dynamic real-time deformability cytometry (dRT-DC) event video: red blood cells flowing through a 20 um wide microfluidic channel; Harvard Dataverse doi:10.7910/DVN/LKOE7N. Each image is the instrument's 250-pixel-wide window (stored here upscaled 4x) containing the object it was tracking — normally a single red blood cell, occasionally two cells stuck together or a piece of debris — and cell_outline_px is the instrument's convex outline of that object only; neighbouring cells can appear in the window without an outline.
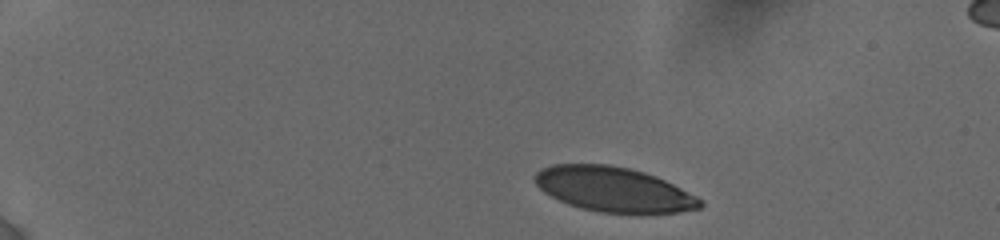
{"species": "human", "species_latin": "Homo sapiens", "temperature_condition": "cold", "stored_images_in_passage": 28, "camera_frame_rate_fps": 3000, "um_per_image_px": 0.085, "donor": {"sex": "female"}, "frame": {"image": 1, "passage_image": 1, "time_ms": 0.0, "image_size_px": [1000, 240], "cell_outline_px": [[704, 204], [700, 208], [680, 212], [640, 216], [600, 212], [580, 208], [568, 204], [544, 192], [536, 184], [532, 176], [540, 168], [552, 164], [608, 164], [628, 168], [644, 172], [656, 176], [704, 200]], "centroid_in_image_um": [52.19, 16.13], "position_along_channel_um": 32.8, "area_um2": 43.99}}
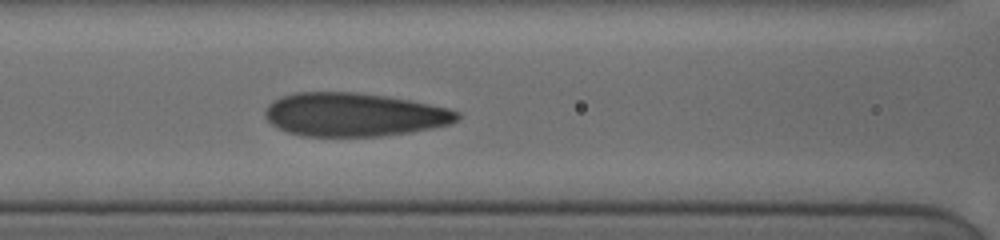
{"frame": {"image": 2, "passage_image": 20, "time_ms": 5.333, "image_size_px": [1000, 240], "cell_outline_px": [[460, 116], [452, 124], [412, 132], [380, 136], [300, 136], [276, 128], [264, 116], [264, 108], [272, 100], [280, 96], [296, 92], [356, 92], [384, 96], [408, 100], [448, 108], [460, 112]], "centroid_in_image_um": [30.05, 9.74], "position_along_channel_um": 136.6, "area_um2": 48.96}}
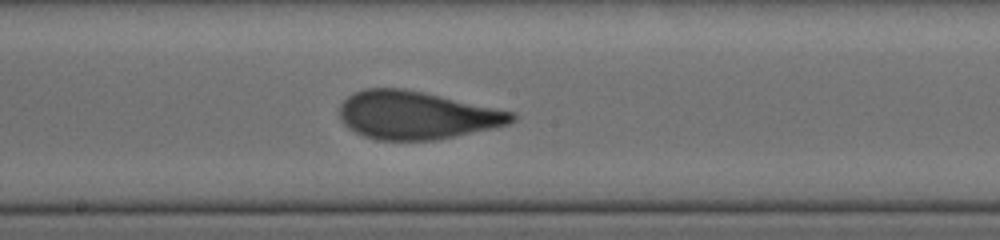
{"frame": {"image": 3, "passage_image": 27, "time_ms": 7.333, "image_size_px": [1000, 240], "cell_outline_px": [[516, 120], [508, 124], [492, 128], [436, 140], [376, 140], [364, 136], [348, 128], [340, 120], [340, 104], [352, 92], [364, 88], [404, 88], [424, 92], [512, 112], [516, 116]], "centroid_in_image_um": [35.35, 9.79], "position_along_channel_um": 212.9, "area_um2": 48.03}}